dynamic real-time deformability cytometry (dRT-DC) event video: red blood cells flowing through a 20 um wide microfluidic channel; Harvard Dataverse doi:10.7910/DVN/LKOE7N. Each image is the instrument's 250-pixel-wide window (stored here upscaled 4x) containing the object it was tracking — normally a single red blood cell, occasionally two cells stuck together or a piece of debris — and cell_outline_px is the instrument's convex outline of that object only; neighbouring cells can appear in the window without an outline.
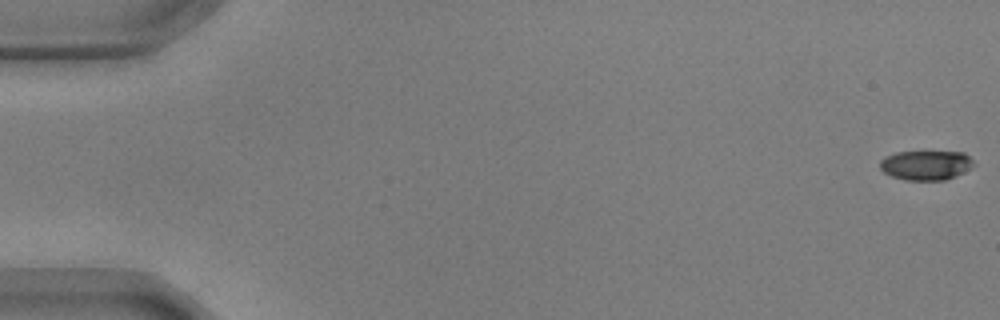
{"species": "common noctule bat (a hibernating species)", "species_latin": "Nyctalus noctula", "temperature_condition": "warm", "stored_images_in_passage": 56, "camera_frame_rate_fps": 3000, "um_per_image_px": 0.085, "animal": {"sex": "male", "body_mass_g": 17.9, "forearm_length_mm": 54.2}, "frame": {"image": 1, "passage_image": 1, "time_ms": 0.0, "image_size_px": [1000, 320], "cell_outline_px": [[976, 164], [972, 168], [956, 176], [944, 180], [904, 180], [892, 176], [884, 172], [880, 168], [880, 160], [884, 156], [896, 152], [964, 152]], "centroid_in_image_um": [78.71, 14.04], "position_along_channel_um": 6.3, "area_um2": 16.24}}
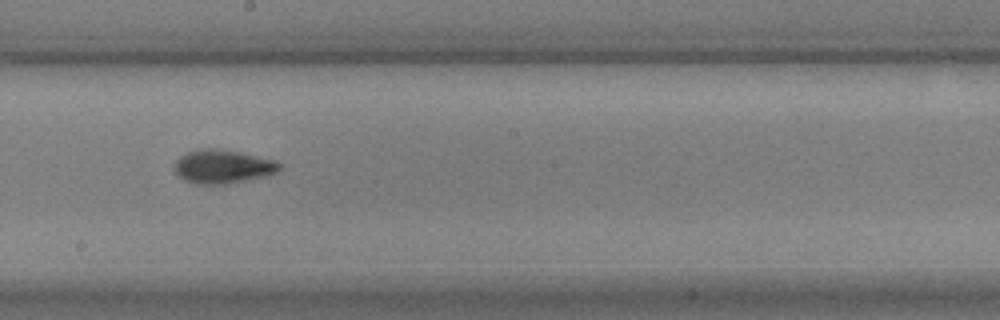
{"frame": {"image": 2, "passage_image": 32, "time_ms": 10.333, "image_size_px": [1000, 320], "cell_outline_px": [[280, 168], [276, 172], [268, 176], [228, 184], [196, 184], [184, 180], [172, 168], [172, 164], [180, 156], [188, 152], [200, 148], [216, 148], [240, 152], [276, 160], [280, 164]], "centroid_in_image_um": [18.92, 14.16], "position_along_channel_um": 229.3, "area_um2": 20.87}}
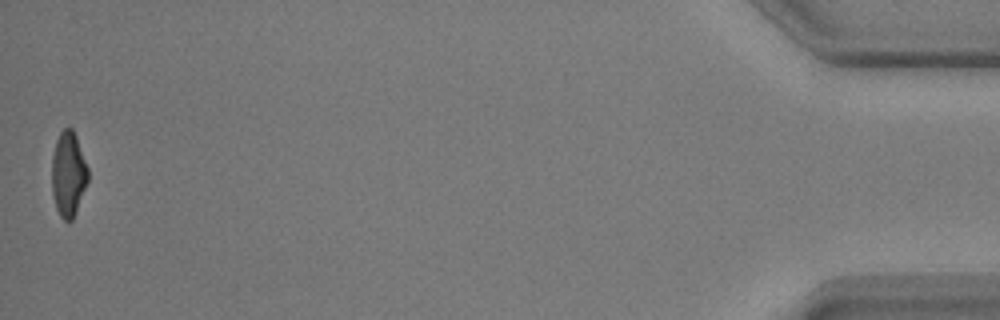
{"frame": {"image": 3, "passage_image": 56, "time_ms": 18.333, "image_size_px": [1000, 320], "cell_outline_px": [[88, 180], [76, 212], [72, 220], [64, 220], [60, 216], [56, 208], [52, 192], [52, 156], [56, 140], [60, 132], [64, 128], [72, 128], [76, 136], [88, 168]], "centroid_in_image_um": [5.8, 14.79], "position_along_channel_um": 429.4, "area_um2": 17.8}, "authors_computed_cell_mechanics": {"area_um2": 18.6694, "velocity_mm_per_s": 3.6378, "shape_relaxation_time_tau1_ms": 3.2151, "shape_relaxation_time_tau2_ms": 2.156, "deformation_change_tau1": 0.1672, "deformation_change_tau2": 0.0815}}